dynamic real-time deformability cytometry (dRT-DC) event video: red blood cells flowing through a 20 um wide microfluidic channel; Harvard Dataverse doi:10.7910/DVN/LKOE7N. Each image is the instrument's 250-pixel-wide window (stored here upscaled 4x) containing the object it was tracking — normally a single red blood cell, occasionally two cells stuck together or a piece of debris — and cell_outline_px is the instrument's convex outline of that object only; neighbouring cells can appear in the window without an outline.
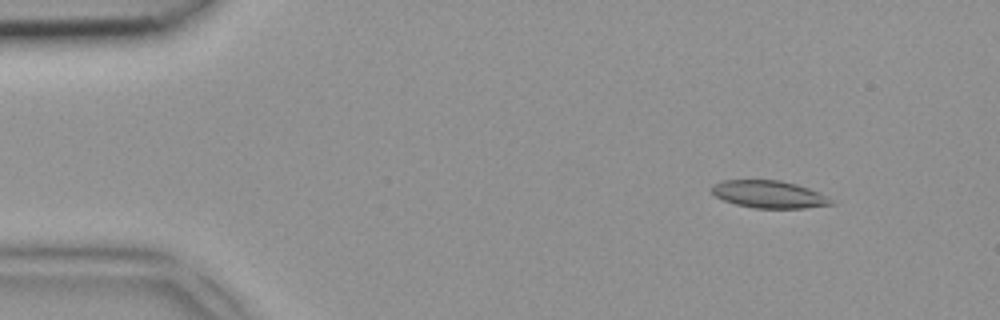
{"species": "common noctule bat (a hibernating species)", "species_latin": "Nyctalus noctula", "temperature_condition": "room temperature", "stored_images_in_passage": 44, "camera_frame_rate_fps": 3000, "um_per_image_px": 0.085, "animal": {"sex": "female", "body_mass_g": 18.4}, "frame": {"image": 1, "passage_image": 2, "time_ms": 0.333, "image_size_px": [1000, 320], "cell_outline_px": [[836, 204], [804, 208], [756, 208], [736, 204], [724, 200], [716, 196], [708, 188], [712, 184], [724, 180], [780, 180], [796, 184], [808, 188], [832, 200]], "centroid_in_image_um": [65.32, 16.51], "position_along_channel_um": 19.7, "area_um2": 18.96}}
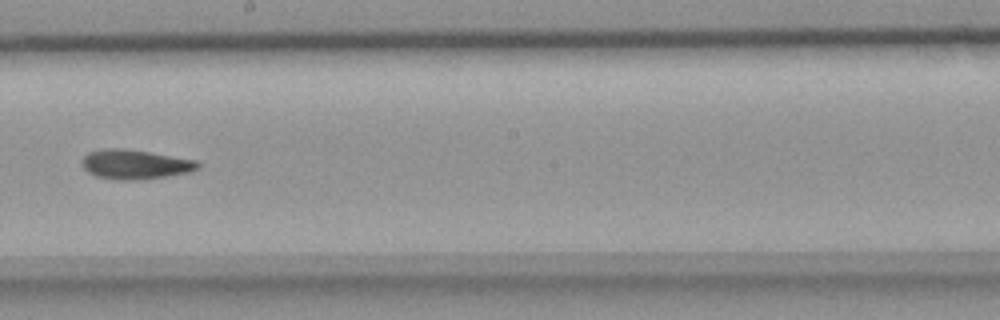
{"frame": {"image": 2, "passage_image": 23, "time_ms": 7.333, "image_size_px": [1000, 320], "cell_outline_px": [[200, 168], [188, 172], [168, 176], [140, 180], [120, 180], [96, 176], [88, 172], [84, 168], [80, 160], [88, 152], [104, 148], [124, 148], [196, 160], [200, 164]], "centroid_in_image_um": [11.46, 13.97], "position_along_channel_um": 236.7, "area_um2": 19.94}}
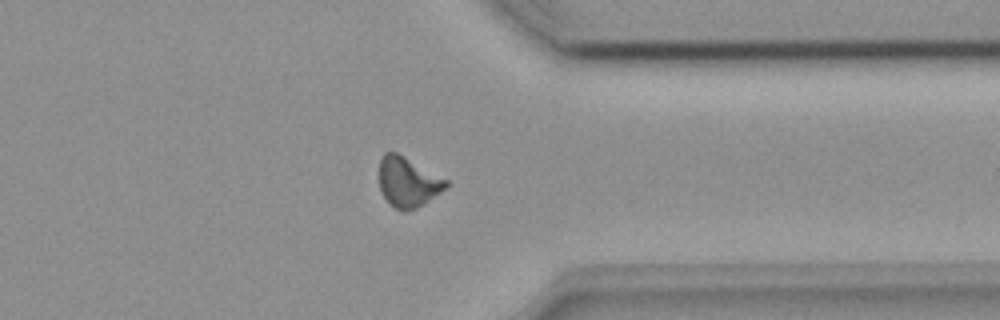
{"frame": {"image": 3, "passage_image": 33, "time_ms": 10.667, "image_size_px": [1000, 320], "cell_outline_px": [[448, 184], [440, 192], [424, 204], [416, 208], [404, 212], [396, 208], [380, 192], [380, 156], [384, 152], [396, 152], [448, 180]], "centroid_in_image_um": [34.66, 15.47], "position_along_channel_um": 376.7, "area_um2": 19.13}}